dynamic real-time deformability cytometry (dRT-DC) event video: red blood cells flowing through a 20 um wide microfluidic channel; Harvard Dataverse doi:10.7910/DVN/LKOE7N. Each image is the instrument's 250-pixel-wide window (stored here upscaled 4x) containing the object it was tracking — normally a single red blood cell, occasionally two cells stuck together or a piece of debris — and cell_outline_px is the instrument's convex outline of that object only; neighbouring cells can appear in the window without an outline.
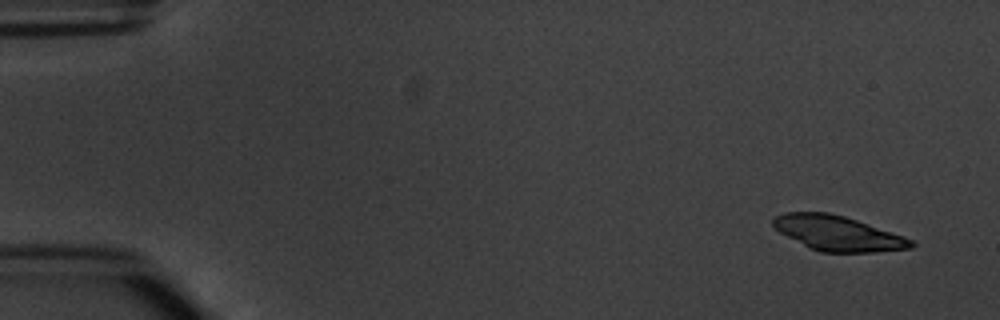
{"species": "common noctule bat (a hibernating species)", "species_latin": "Nyctalus noctula", "temperature_condition": "warm", "stored_images_in_passage": 4, "camera_frame_rate_fps": 3000, "um_per_image_px": 0.085, "animal": {"sex": "male", "body_mass_g": 20.1, "forearm_length_mm": 53.5}, "frame": {"image": 1, "passage_image": 1, "time_ms": 0.0, "image_size_px": [1000, 320], "cell_outline_px": [[916, 244], [912, 248], [876, 252], [820, 252], [808, 248], [780, 232], [772, 224], [772, 220], [776, 216], [784, 212], [828, 212], [844, 216], [904, 236], [912, 240]], "centroid_in_image_um": [71.21, 19.83], "position_along_channel_um": 13.8, "area_um2": 27.98}}